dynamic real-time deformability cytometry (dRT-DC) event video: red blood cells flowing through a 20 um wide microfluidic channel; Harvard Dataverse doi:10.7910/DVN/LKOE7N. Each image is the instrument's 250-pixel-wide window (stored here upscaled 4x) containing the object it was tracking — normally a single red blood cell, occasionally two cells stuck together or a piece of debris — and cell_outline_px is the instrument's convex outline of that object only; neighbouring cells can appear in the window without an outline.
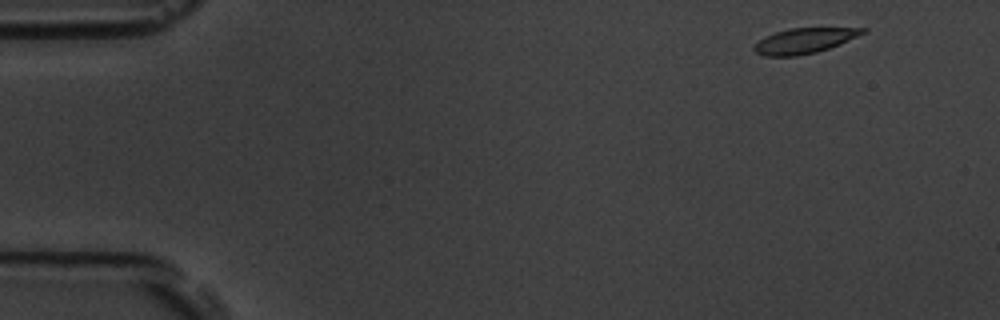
{"species": "common noctule bat (a hibernating species)", "species_latin": "Nyctalus noctula", "temperature_condition": "room temperature", "stored_images_in_passage": 7, "camera_frame_rate_fps": 3000, "um_per_image_px": 0.085, "animal": {"sex": "male", "body_mass_g": 19.5, "forearm_length_mm": 54.6}, "frame": {"image": 1, "passage_image": 1, "time_ms": 0.0, "image_size_px": [1000, 320], "cell_outline_px": [[868, 32], [840, 44], [816, 52], [796, 56], [764, 56], [756, 52], [752, 48], [764, 36], [788, 28], [868, 28]], "centroid_in_image_um": [68.39, 3.46], "position_along_channel_um": 16.6, "area_um2": 15.95}}
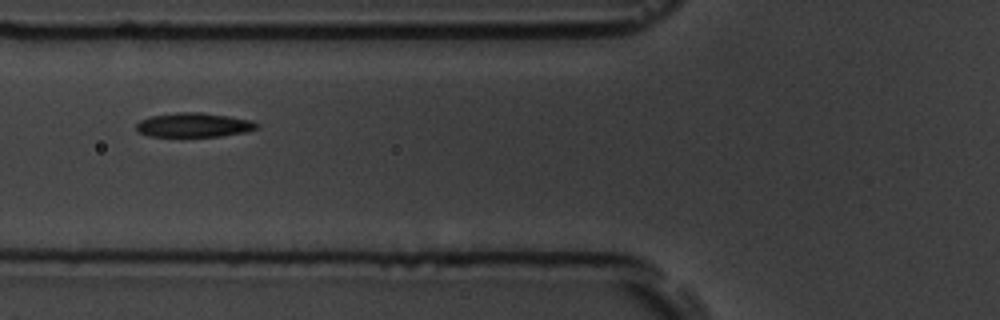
{"frame": {"image": 2, "passage_image": 6, "time_ms": 5.667, "image_size_px": [1000, 320], "cell_outline_px": [[260, 128], [248, 132], [220, 136], [148, 136], [136, 132], [136, 124], [140, 120], [152, 116], [180, 112], [200, 112], [228, 116], [252, 120], [260, 124]], "centroid_in_image_um": [16.52, 10.63], "position_along_channel_um": 109.3, "area_um2": 17.17}}
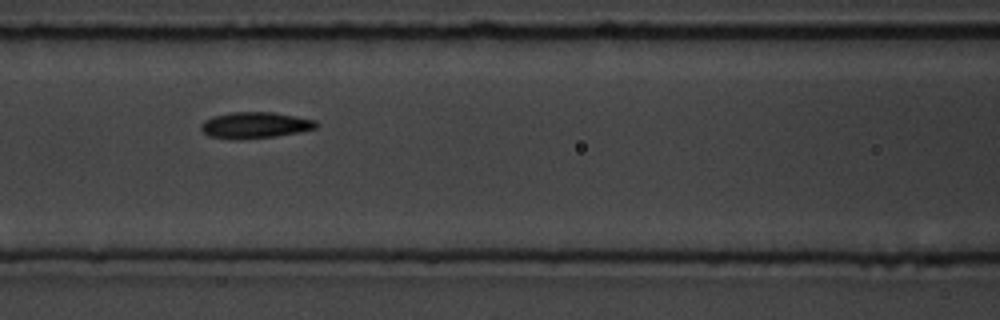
{"frame": {"image": 3, "passage_image": 7, "time_ms": 6.667, "image_size_px": [1000, 320], "cell_outline_px": [[320, 124], [316, 128], [300, 132], [276, 136], [244, 140], [228, 140], [208, 136], [200, 128], [200, 124], [204, 120], [212, 116], [232, 112], [272, 112], [296, 116], [316, 120]], "centroid_in_image_um": [21.66, 10.65], "position_along_channel_um": 144.9, "area_um2": 18.03}}